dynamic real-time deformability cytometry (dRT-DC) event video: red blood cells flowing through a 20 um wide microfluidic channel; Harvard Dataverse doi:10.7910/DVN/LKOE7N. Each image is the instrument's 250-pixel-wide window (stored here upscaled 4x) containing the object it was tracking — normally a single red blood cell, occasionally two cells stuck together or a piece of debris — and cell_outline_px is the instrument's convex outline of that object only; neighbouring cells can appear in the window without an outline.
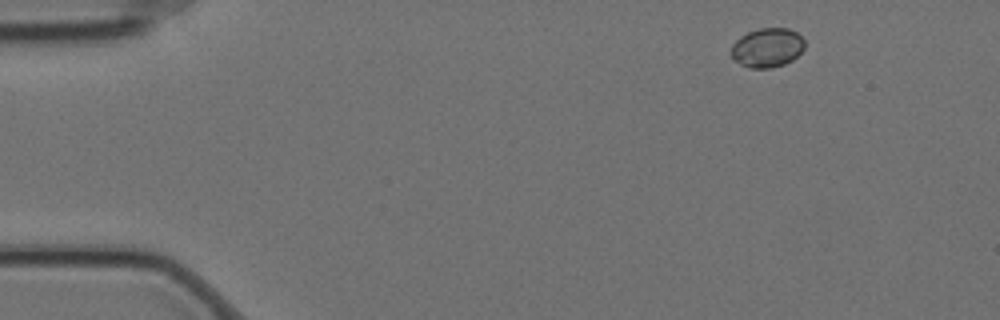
{"species": "Egyptian fruit bat (a non-hibernating species)", "species_latin": "Rousettus aegyptiacus", "temperature_condition": "cold", "stored_images_in_passage": 5, "camera_frame_rate_fps": 3000, "um_per_image_px": 0.085, "animal": {"sex": "female"}, "frame": {"image": 1, "passage_image": 1, "time_ms": 0.0, "image_size_px": [1000, 320], "cell_outline_px": [[804, 48], [792, 60], [784, 64], [772, 68], [748, 68], [740, 64], [732, 56], [732, 44], [740, 36], [748, 32], [760, 28], [788, 28], [796, 32], [804, 40]], "centroid_in_image_um": [65.21, 4.05], "position_along_channel_um": 19.8, "area_um2": 16.7}}
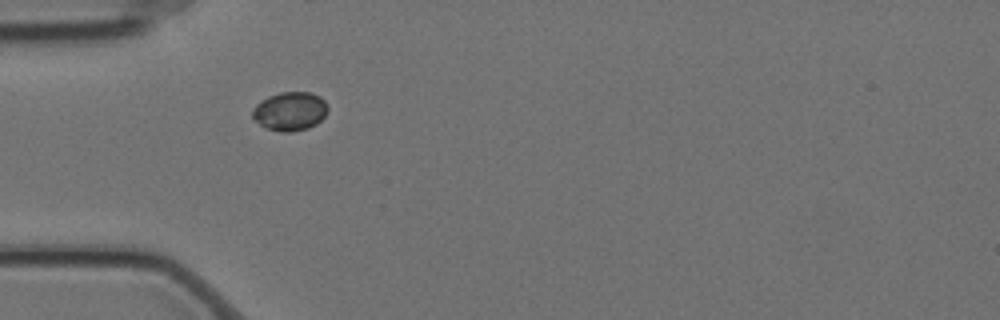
{"frame": {"image": 2, "passage_image": 4, "time_ms": 1.0, "image_size_px": [1000, 320], "cell_outline_px": [[328, 108], [324, 116], [316, 124], [308, 128], [292, 132], [280, 132], [268, 128], [260, 124], [252, 116], [252, 108], [260, 100], [268, 96], [280, 92], [312, 92], [320, 96], [324, 100]], "centroid_in_image_um": [24.64, 9.44], "position_along_channel_um": 60.4, "area_um2": 17.05}}
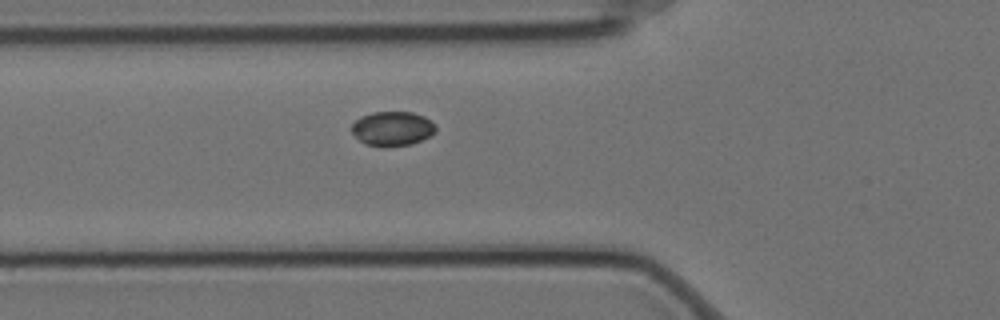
{"frame": {"image": 3, "passage_image": 5, "time_ms": 1.333, "image_size_px": [1000, 320], "cell_outline_px": [[436, 128], [428, 136], [420, 140], [408, 144], [368, 144], [360, 140], [352, 132], [352, 124], [360, 116], [372, 112], [412, 112], [424, 116], [432, 120], [436, 124]], "centroid_in_image_um": [33.36, 10.87], "position_along_channel_um": 92.4, "area_um2": 16.18}}